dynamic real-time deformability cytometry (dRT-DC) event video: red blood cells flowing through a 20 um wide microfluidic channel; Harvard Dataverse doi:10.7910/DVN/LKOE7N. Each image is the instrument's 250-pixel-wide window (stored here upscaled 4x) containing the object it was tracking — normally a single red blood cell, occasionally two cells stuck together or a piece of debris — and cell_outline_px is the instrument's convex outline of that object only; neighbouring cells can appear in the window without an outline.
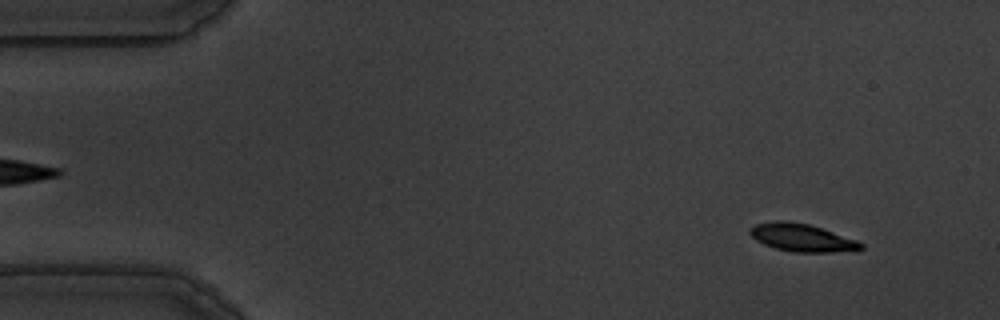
{"species": "common noctule bat (a hibernating species)", "species_latin": "Nyctalus noctula", "temperature_condition": "warm", "stored_images_in_passage": 52, "camera_frame_rate_fps": 3000, "um_per_image_px": 0.085, "animal": {"sex": "male", "body_mass_g": 19.5, "forearm_length_mm": 54.6}, "frame": {"image": 1, "passage_image": 1, "time_ms": 0.0, "image_size_px": [1000, 320], "cell_outline_px": [[864, 248], [832, 252], [792, 252], [776, 248], [764, 244], [756, 240], [748, 232], [756, 224], [776, 220], [784, 220], [808, 224], [856, 240], [864, 244]], "centroid_in_image_um": [68.13, 20.2], "position_along_channel_um": 16.9, "area_um2": 17.57}}
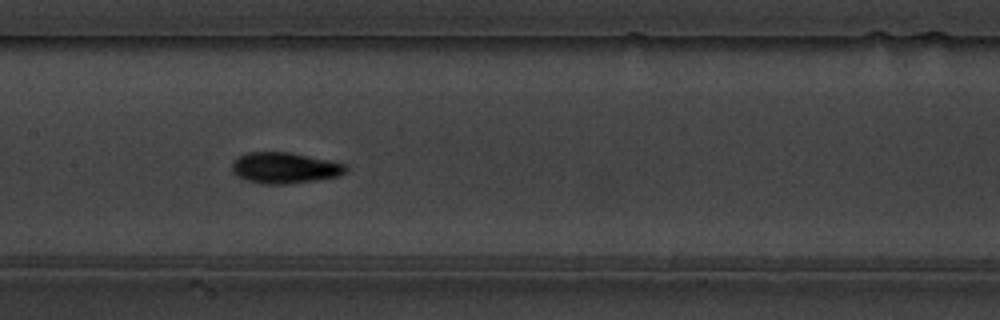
{"frame": {"image": 2, "passage_image": 23, "time_ms": 7.333, "image_size_px": [1000, 320], "cell_outline_px": [[348, 172], [340, 176], [316, 180], [288, 184], [264, 184], [244, 180], [236, 176], [232, 172], [232, 164], [240, 156], [248, 152], [288, 152], [332, 160], [348, 164]], "centroid_in_image_um": [24.26, 14.28], "position_along_channel_um": 183.1, "area_um2": 20.87}}
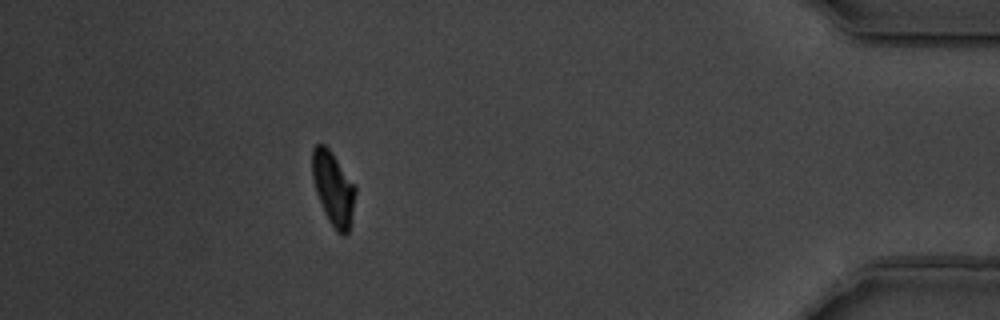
{"frame": {"image": 3, "passage_image": 46, "time_ms": 15.0, "image_size_px": [1000, 320], "cell_outline_px": [[356, 192], [352, 220], [348, 232], [344, 236], [336, 232], [328, 220], [324, 212], [316, 192], [312, 176], [312, 148], [316, 144], [324, 144], [332, 152], [356, 184]], "centroid_in_image_um": [28.35, 16.02], "position_along_channel_um": 406.9, "area_um2": 18.84}, "authors_computed_cell_mechanics": {"area_um2": 18.9584, "velocity_mm_per_s": 3.5963, "shape_relaxation_time_tau1_ms": 2.5753, "shape_relaxation_time_tau2_ms": 1.9794, "deformation_change_tau1": 0.127, "deformation_change_tau2": 0.0513}}